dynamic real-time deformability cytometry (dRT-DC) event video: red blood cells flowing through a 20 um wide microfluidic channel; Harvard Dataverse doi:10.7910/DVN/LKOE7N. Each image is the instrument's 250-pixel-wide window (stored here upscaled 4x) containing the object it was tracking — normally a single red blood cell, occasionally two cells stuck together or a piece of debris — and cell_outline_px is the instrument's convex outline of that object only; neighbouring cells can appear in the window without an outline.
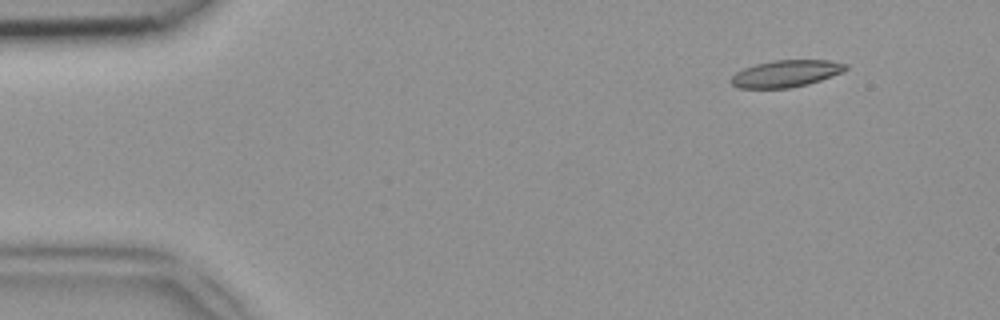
{"species": "common noctule bat (a hibernating species)", "species_latin": "Nyctalus noctula", "temperature_condition": "room temperature", "stored_images_in_passage": 29, "camera_frame_rate_fps": 3000, "um_per_image_px": 0.085, "animal": {"sex": "female", "body_mass_g": 18.4}, "frame": {"image": 1, "passage_image": 5, "time_ms": 1.333, "image_size_px": [1000, 320], "cell_outline_px": [[848, 68], [832, 76], [808, 84], [788, 88], [740, 88], [732, 84], [728, 80], [736, 72], [744, 68], [756, 64], [772, 60], [828, 60], [848, 64]], "centroid_in_image_um": [66.78, 6.25], "position_along_channel_um": 18.2, "area_um2": 17.92}}
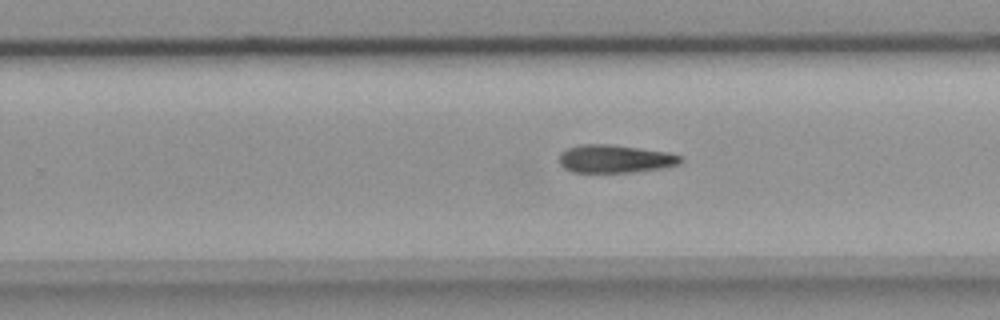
{"frame": {"image": 2, "passage_image": 17, "time_ms": 5.333, "image_size_px": [1000, 320], "cell_outline_px": [[684, 160], [680, 164], [664, 168], [632, 172], [572, 172], [564, 168], [560, 164], [560, 152], [568, 148], [580, 144], [612, 144], [668, 152], [680, 156]], "centroid_in_image_um": [52.29, 13.5], "position_along_channel_um": 277.5, "area_um2": 19.94}}